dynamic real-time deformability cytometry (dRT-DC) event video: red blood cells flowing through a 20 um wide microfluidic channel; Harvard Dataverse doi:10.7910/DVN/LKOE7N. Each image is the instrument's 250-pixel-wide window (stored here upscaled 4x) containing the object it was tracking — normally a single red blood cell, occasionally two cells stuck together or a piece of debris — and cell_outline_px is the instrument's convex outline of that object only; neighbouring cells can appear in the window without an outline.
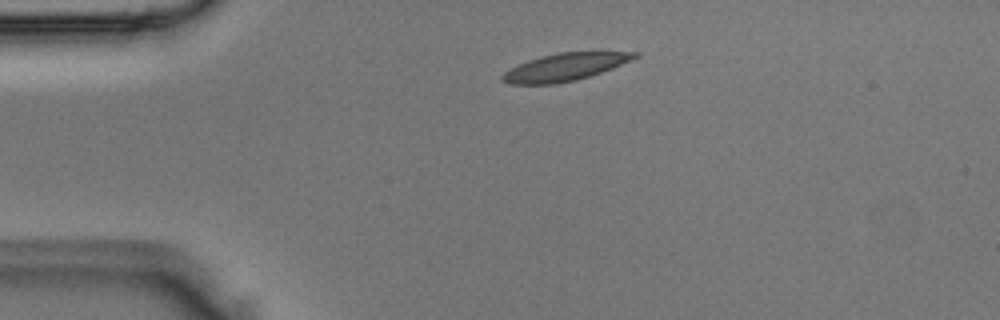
{"species": "Egyptian fruit bat (a non-hibernating species)", "species_latin": "Rousettus aegyptiacus", "temperature_condition": "room temperature", "stored_images_in_passage": 3, "camera_frame_rate_fps": 3000, "um_per_image_px": 0.085, "animal": {"sex": "male"}, "frame": {"image": 1, "passage_image": 2, "time_ms": 0.333, "image_size_px": [1000, 320], "cell_outline_px": [[640, 56], [612, 68], [576, 80], [556, 84], [508, 84], [500, 80], [500, 76], [504, 72], [528, 60], [540, 56], [556, 52], [640, 52]], "centroid_in_image_um": [47.99, 5.7], "position_along_channel_um": 37.0, "area_um2": 21.1}}